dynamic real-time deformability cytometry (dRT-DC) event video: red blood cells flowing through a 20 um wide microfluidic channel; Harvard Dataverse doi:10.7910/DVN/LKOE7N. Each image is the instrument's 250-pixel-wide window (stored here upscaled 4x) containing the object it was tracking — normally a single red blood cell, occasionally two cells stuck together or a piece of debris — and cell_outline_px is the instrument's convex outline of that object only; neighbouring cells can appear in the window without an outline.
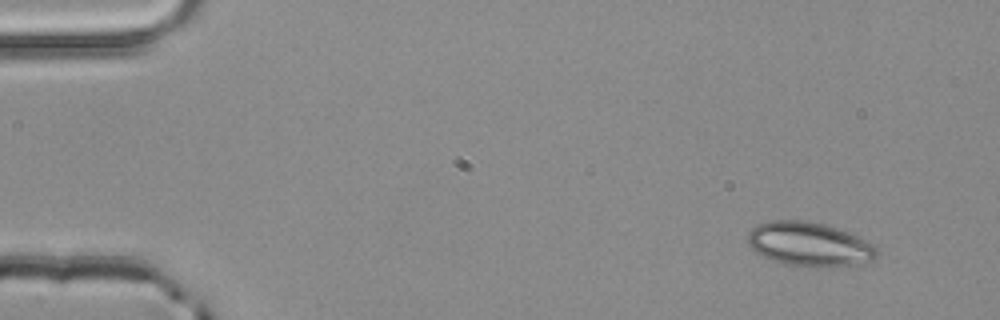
{"species": "common noctule bat (a hibernating species)", "species_latin": "Nyctalus noctula", "temperature_condition": "room temperature", "stored_images_in_passage": 3, "camera_frame_rate_fps": 3000, "um_per_image_px": 0.085, "animal": {"sex": "male", "body_mass_g": 20.4}, "frame": {"image": 1, "passage_image": 1, "time_ms": 0.0, "image_size_px": [1000, 320], "cell_outline_px": [[880, 252], [872, 260], [856, 264], [816, 268], [784, 264], [772, 260], [756, 252], [748, 244], [748, 232], [756, 224], [768, 220], [804, 220], [824, 224], [848, 232], [876, 244]], "centroid_in_image_um": [68.8, 20.76], "position_along_channel_um": 16.2, "area_um2": 33.52}}